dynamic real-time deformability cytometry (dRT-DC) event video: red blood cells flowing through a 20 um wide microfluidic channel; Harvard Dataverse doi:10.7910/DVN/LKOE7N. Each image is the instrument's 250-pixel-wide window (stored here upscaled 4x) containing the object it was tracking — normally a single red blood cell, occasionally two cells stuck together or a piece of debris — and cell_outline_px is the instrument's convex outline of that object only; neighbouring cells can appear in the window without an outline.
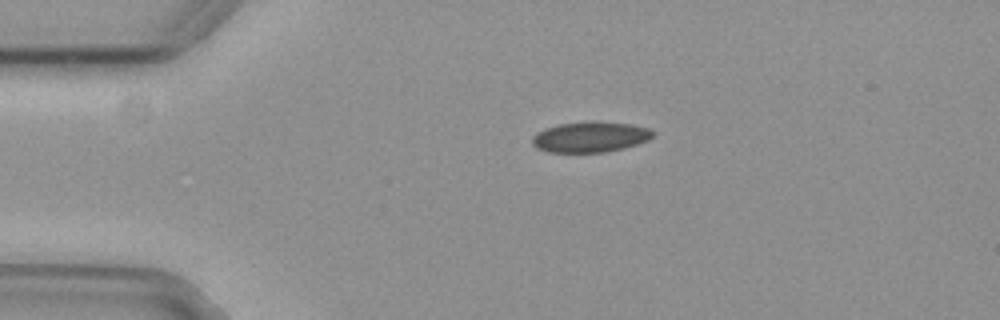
{"species": "common noctule bat (a hibernating species)", "species_latin": "Nyctalus noctula", "temperature_condition": "cold", "stored_images_in_passage": 45, "camera_frame_rate_fps": 3000, "um_per_image_px": 0.085, "animal": {"sex": "female", "body_mass_g": 29.2, "forearm_length_mm": 56.3}, "frame": {"image": 1, "passage_image": 1, "time_ms": 0.0, "image_size_px": [1000, 320], "cell_outline_px": [[656, 132], [648, 140], [624, 148], [604, 152], [548, 152], [536, 148], [532, 144], [532, 136], [536, 132], [544, 128], [556, 124], [632, 124], [648, 128]], "centroid_in_image_um": [50.12, 11.68], "position_along_channel_um": 34.9, "area_um2": 20.75}}
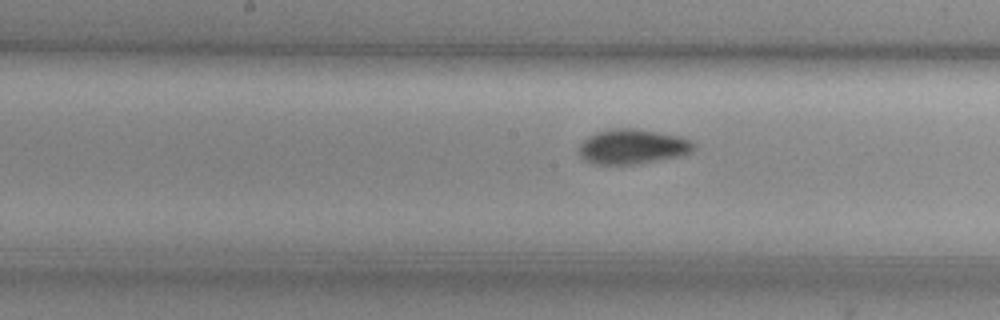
{"frame": {"image": 2, "passage_image": 17, "time_ms": 5.333, "image_size_px": [1000, 320], "cell_outline_px": [[696, 148], [692, 152], [680, 156], [640, 164], [592, 164], [584, 160], [580, 156], [580, 144], [588, 136], [596, 132], [616, 128], [632, 128], [656, 132], [676, 136], [692, 140], [696, 144]], "centroid_in_image_um": [53.78, 12.48], "position_along_channel_um": 194.4, "area_um2": 23.35}}
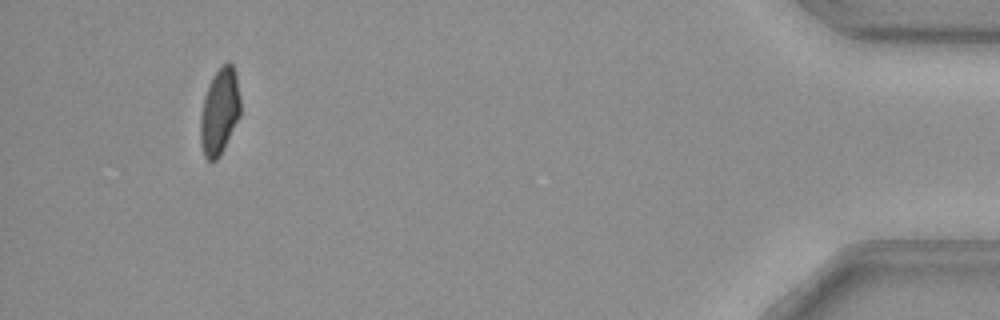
{"frame": {"image": 3, "passage_image": 41, "time_ms": 13.333, "image_size_px": [1000, 320], "cell_outline_px": [[240, 116], [220, 156], [216, 160], [208, 160], [204, 156], [200, 140], [200, 116], [204, 96], [208, 84], [212, 76], [228, 60], [232, 64], [236, 72], [240, 96]], "centroid_in_image_um": [18.66, 9.46], "position_along_channel_um": 416.5, "area_um2": 20.29}, "authors_computed_cell_mechanics": {"area_um2": 21.964, "velocity_mm_per_s": 3.718, "shape_relaxation_time_tau1_ms": null, "shape_relaxation_time_tau2_ms": 4.8105, "deformation_change_tau1": null, "deformation_change_tau2": 0.0565}}